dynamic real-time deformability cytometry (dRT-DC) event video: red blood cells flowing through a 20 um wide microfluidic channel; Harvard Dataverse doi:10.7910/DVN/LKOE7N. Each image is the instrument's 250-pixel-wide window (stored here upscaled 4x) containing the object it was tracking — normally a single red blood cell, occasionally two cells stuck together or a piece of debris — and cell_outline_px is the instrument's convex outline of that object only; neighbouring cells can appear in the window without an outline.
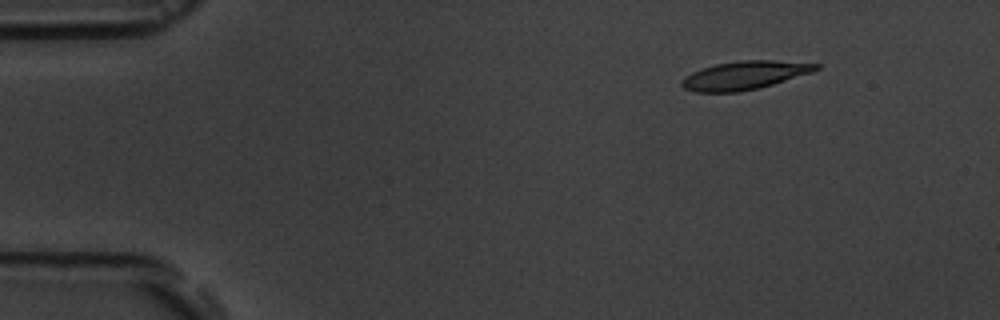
{"species": "common noctule bat (a hibernating species)", "species_latin": "Nyctalus noctula", "temperature_condition": "room temperature", "stored_images_in_passage": 4, "camera_frame_rate_fps": 3000, "um_per_image_px": 0.085, "animal": {"sex": "male", "body_mass_g": 19.5, "forearm_length_mm": 54.6}, "frame": {"image": 1, "passage_image": 2, "time_ms": 1.0, "image_size_px": [1000, 320], "cell_outline_px": [[820, 68], [812, 72], [772, 84], [756, 88], [736, 92], [696, 92], [684, 88], [680, 84], [680, 80], [692, 72], [700, 68], [716, 64], [740, 60], [772, 60], [820, 64]], "centroid_in_image_um": [63.24, 6.39], "position_along_channel_um": 21.8, "area_um2": 22.02}}